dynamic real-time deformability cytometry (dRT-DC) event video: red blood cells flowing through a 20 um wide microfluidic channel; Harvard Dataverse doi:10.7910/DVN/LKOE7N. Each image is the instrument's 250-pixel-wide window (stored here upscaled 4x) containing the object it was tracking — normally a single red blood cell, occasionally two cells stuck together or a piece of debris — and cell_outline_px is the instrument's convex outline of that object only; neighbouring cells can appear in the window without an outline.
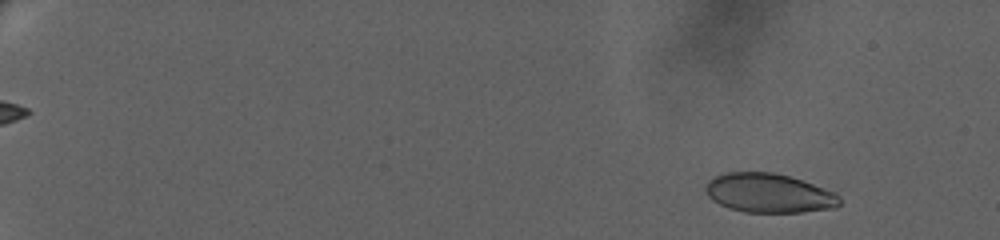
{"species": "human", "species_latin": "Homo sapiens", "temperature_condition": "warm", "stored_images_in_passage": 60, "camera_frame_rate_fps": 3000, "um_per_image_px": 0.085, "donor": {"sex": "female"}, "frame": {"image": 1, "passage_image": 7, "time_ms": 2.333, "image_size_px": [1000, 240], "cell_outline_px": [[840, 204], [836, 208], [800, 212], [744, 212], [728, 208], [712, 200], [708, 196], [704, 188], [708, 180], [716, 176], [728, 172], [772, 172], [788, 176], [836, 192], [840, 196]], "centroid_in_image_um": [65.35, 16.42], "position_along_channel_um": 19.6, "area_um2": 30.58}}
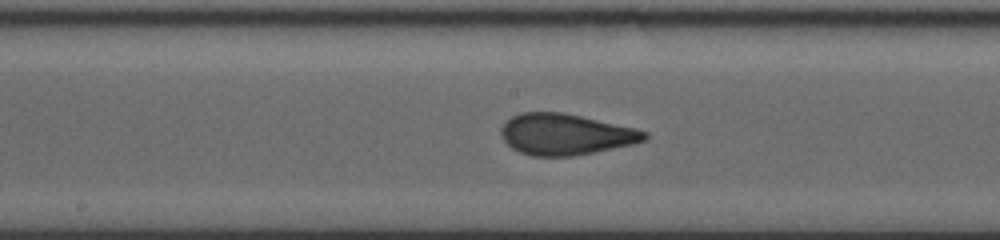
{"frame": {"image": 2, "passage_image": 34, "time_ms": 13.0, "image_size_px": [1000, 240], "cell_outline_px": [[648, 140], [632, 144], [572, 156], [532, 156], [520, 152], [512, 148], [504, 140], [500, 132], [504, 124], [512, 116], [520, 112], [564, 112], [636, 128], [648, 132]], "centroid_in_image_um": [48.09, 11.41], "position_along_channel_um": 200.1, "area_um2": 34.28}}
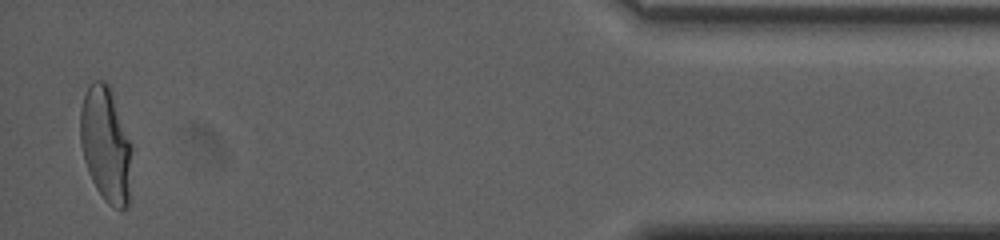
{"frame": {"image": 3, "passage_image": 60, "time_ms": 21.333, "image_size_px": [1000, 240], "cell_outline_px": [[132, 148], [128, 208], [120, 212], [108, 204], [104, 200], [96, 188], [88, 172], [84, 160], [80, 144], [80, 108], [84, 96], [88, 88], [96, 80], [104, 80], [112, 88], [132, 144]], "centroid_in_image_um": [9.01, 12.3], "position_along_channel_um": 426.2, "area_um2": 35.26}}